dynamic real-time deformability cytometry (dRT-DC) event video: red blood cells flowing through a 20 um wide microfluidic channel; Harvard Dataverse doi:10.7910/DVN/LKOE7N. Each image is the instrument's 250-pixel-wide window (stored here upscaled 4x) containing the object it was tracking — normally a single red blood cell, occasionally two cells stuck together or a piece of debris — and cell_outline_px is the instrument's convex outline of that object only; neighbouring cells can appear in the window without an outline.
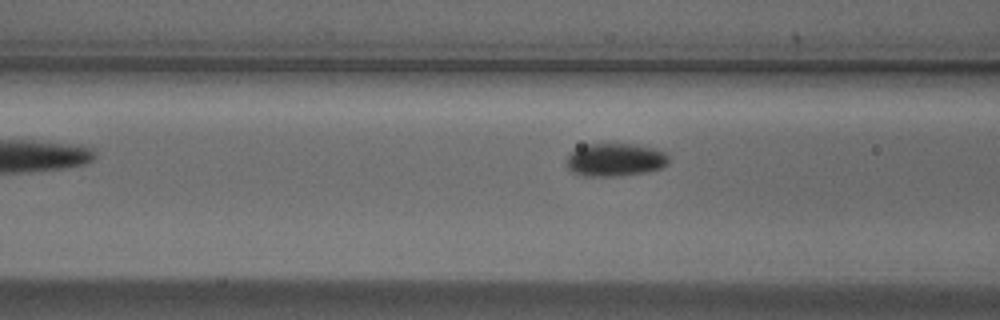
{"species": "Egyptian fruit bat (a non-hibernating species)", "species_latin": "Rousettus aegyptiacus", "temperature_condition": "cold", "stored_images_in_passage": 7, "camera_frame_rate_fps": 3000, "um_per_image_px": 0.085, "animal": {"sex": "male"}, "frame": {"image": 1, "passage_image": 5, "time_ms": 1.333, "image_size_px": [1000, 320], "cell_outline_px": [[668, 164], [660, 168], [644, 172], [616, 176], [584, 176], [572, 172], [568, 168], [568, 156], [572, 152], [588, 144], [628, 144], [652, 148], [664, 152], [668, 156]], "centroid_in_image_um": [52.29, 13.59], "position_along_channel_um": 114.3, "area_um2": 19.19}}